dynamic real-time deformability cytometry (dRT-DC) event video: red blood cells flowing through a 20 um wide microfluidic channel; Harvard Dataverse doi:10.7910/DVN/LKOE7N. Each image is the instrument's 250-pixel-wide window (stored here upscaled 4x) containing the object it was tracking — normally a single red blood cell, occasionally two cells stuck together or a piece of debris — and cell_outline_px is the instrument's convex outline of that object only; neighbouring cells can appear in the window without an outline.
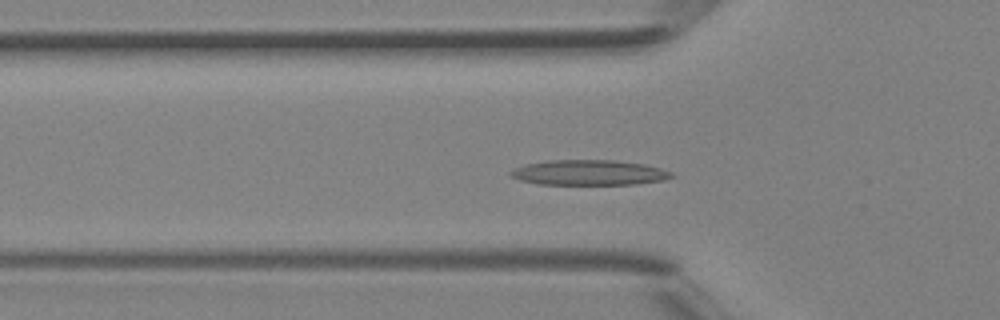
{"species": "Egyptian fruit bat (a non-hibernating species)", "species_latin": "Rousettus aegyptiacus", "temperature_condition": "room temperature", "stored_images_in_passage": 30, "camera_frame_rate_fps": 3000, "um_per_image_px": 0.085, "animal": {"sex": "female"}, "frame": {"image": 1, "passage_image": 2, "time_ms": 0.333, "image_size_px": [1000, 320], "cell_outline_px": [[676, 176], [664, 180], [636, 184], [540, 184], [520, 180], [512, 176], [508, 172], [524, 164], [544, 160], [616, 160], [644, 164], [660, 168], [672, 172]], "centroid_in_image_um": [50.09, 14.66], "position_along_channel_um": 75.7, "area_um2": 23.7}}
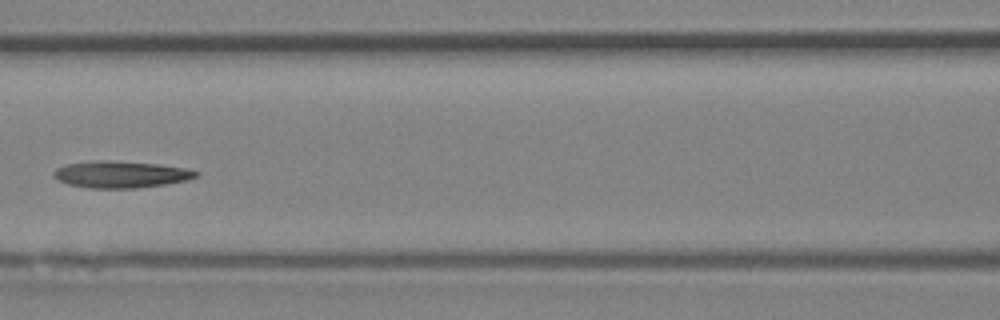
{"frame": {"image": 2, "passage_image": 7, "time_ms": 2.0, "image_size_px": [1000, 320], "cell_outline_px": [[200, 172], [196, 176], [184, 180], [164, 184], [136, 188], [88, 188], [68, 184], [52, 176], [52, 172], [56, 168], [64, 164], [92, 160], [108, 160], [156, 164], [188, 168]], "centroid_in_image_um": [10.2, 14.81], "position_along_channel_um": 156.4, "area_um2": 22.2}}
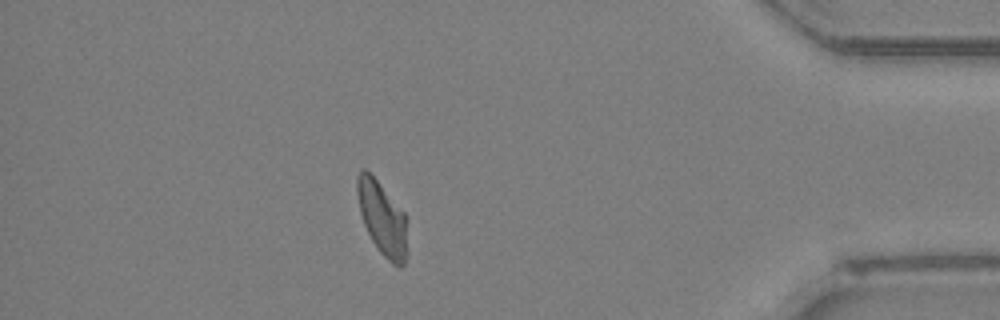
{"frame": {"image": 3, "passage_image": 25, "time_ms": 8.0, "image_size_px": [1000, 320], "cell_outline_px": [[408, 220], [404, 264], [400, 268], [392, 264], [380, 252], [372, 240], [364, 224], [360, 212], [356, 192], [356, 176], [360, 168], [364, 168], [380, 184], [408, 216]], "centroid_in_image_um": [32.49, 18.54], "position_along_channel_um": 402.7, "area_um2": 21.56}}